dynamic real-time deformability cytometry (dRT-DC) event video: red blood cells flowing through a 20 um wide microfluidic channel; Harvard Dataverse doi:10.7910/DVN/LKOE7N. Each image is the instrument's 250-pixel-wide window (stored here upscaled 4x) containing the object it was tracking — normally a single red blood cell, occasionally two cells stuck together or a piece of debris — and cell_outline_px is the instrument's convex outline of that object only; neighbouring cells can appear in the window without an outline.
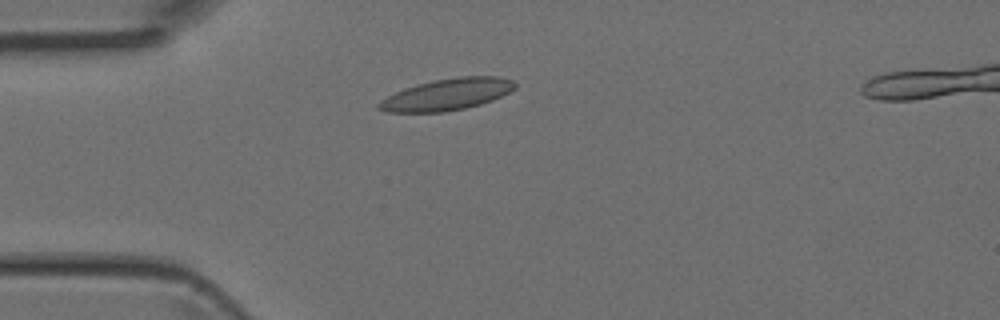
{"species": "Egyptian fruit bat (a non-hibernating species)", "species_latin": "Rousettus aegyptiacus", "temperature_condition": "room temperature", "stored_images_in_passage": 4, "camera_frame_rate_fps": 3000, "um_per_image_px": 0.085, "animal": {"sex": "female"}, "frame": {"image": 1, "passage_image": 3, "time_ms": 0.667, "image_size_px": [1000, 320], "cell_outline_px": [[516, 88], [492, 100], [480, 104], [464, 108], [444, 112], [384, 112], [376, 108], [376, 104], [380, 100], [404, 88], [416, 84], [436, 80], [460, 76], [500, 76], [516, 80]], "centroid_in_image_um": [37.99, 8.02], "position_along_channel_um": 47.0, "area_um2": 25.14}}